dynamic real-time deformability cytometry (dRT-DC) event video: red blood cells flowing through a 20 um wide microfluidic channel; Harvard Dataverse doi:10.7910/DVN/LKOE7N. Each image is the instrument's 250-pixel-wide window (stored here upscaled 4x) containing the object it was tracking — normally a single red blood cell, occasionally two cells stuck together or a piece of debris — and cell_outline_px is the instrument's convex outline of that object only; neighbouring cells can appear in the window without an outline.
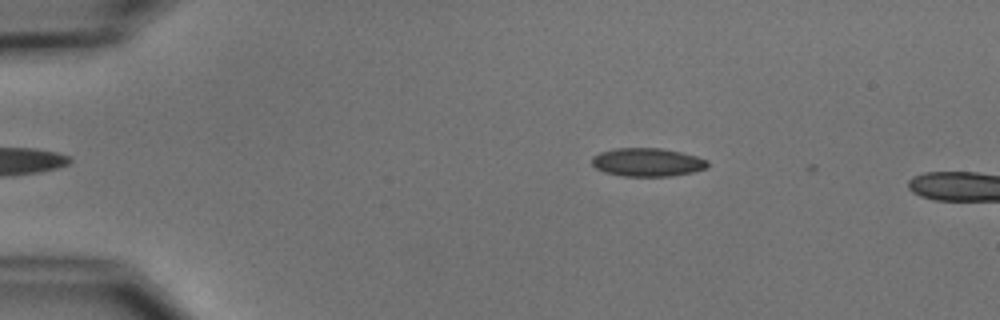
{"species": "common noctule bat (a hibernating species)", "species_latin": "Nyctalus noctula", "temperature_condition": "cold", "stored_images_in_passage": 9, "camera_frame_rate_fps": 3000, "um_per_image_px": 0.085, "animal": {"sex": "male", "body_mass_g": 15.6}, "frame": {"image": 1, "passage_image": 4, "time_ms": 1.0, "image_size_px": [1000, 320], "cell_outline_px": [[708, 168], [692, 172], [672, 176], [624, 176], [604, 172], [596, 168], [592, 164], [592, 156], [600, 152], [616, 148], [660, 148], [680, 152], [696, 156], [708, 160]], "centroid_in_image_um": [55.03, 13.79], "position_along_channel_um": 30.0, "area_um2": 19.13}}